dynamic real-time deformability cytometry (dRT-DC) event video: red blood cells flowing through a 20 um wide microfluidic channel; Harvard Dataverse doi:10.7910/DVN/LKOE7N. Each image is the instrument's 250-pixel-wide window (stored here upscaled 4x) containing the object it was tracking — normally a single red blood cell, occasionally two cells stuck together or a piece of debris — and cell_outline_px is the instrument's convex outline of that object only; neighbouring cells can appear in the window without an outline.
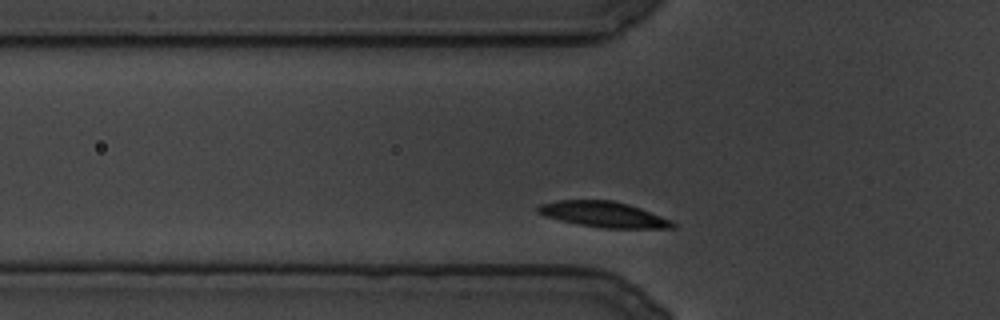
{"species": "common noctule bat (a hibernating species)", "species_latin": "Nyctalus noctula", "temperature_condition": "cold", "stored_images_in_passage": 68, "camera_frame_rate_fps": 3000, "um_per_image_px": 0.085, "animal": {"sex": "male", "body_mass_g": 19.5, "forearm_length_mm": 54.6}, "frame": {"image": 1, "passage_image": 2, "time_ms": 0.333, "image_size_px": [1000, 320], "cell_outline_px": [[676, 228], [604, 228], [580, 224], [560, 220], [544, 216], [536, 212], [536, 208], [540, 204], [560, 200], [612, 200], [628, 204], [640, 208], [672, 220], [676, 224]], "centroid_in_image_um": [51.31, 18.22], "position_along_channel_um": 74.5, "area_um2": 20.06}}
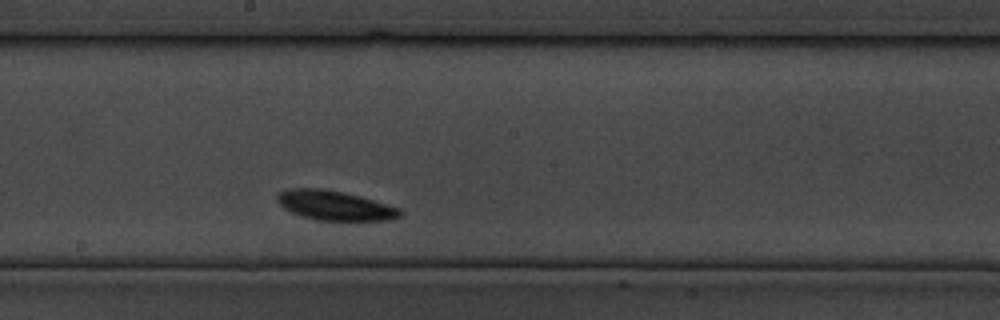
{"frame": {"image": 2, "passage_image": 31, "time_ms": 10.0, "image_size_px": [1000, 320], "cell_outline_px": [[404, 212], [400, 216], [388, 220], [316, 220], [300, 216], [284, 208], [276, 200], [276, 196], [280, 192], [288, 188], [324, 188], [344, 192], [360, 196], [400, 208]], "centroid_in_image_um": [28.44, 17.46], "position_along_channel_um": 219.8, "area_um2": 21.21}}
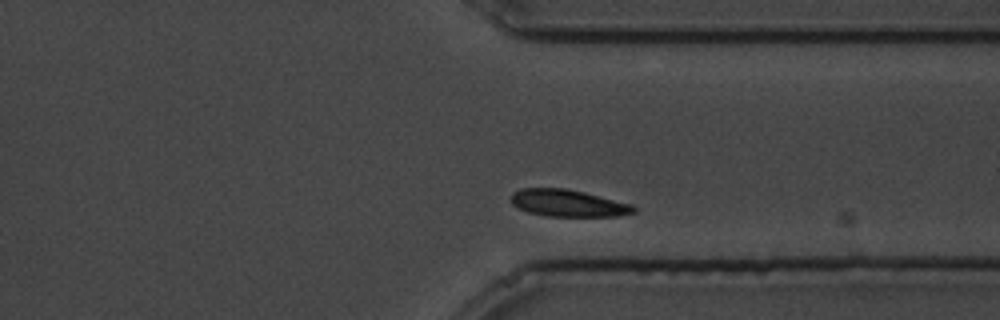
{"frame": {"image": 3, "passage_image": 59, "time_ms": 19.333, "image_size_px": [1000, 320], "cell_outline_px": [[636, 212], [616, 216], [544, 216], [528, 212], [516, 208], [512, 204], [512, 192], [520, 188], [564, 188], [584, 192], [632, 204], [636, 208]], "centroid_in_image_um": [48.26, 17.27], "position_along_channel_um": 363.1, "area_um2": 19.36}}